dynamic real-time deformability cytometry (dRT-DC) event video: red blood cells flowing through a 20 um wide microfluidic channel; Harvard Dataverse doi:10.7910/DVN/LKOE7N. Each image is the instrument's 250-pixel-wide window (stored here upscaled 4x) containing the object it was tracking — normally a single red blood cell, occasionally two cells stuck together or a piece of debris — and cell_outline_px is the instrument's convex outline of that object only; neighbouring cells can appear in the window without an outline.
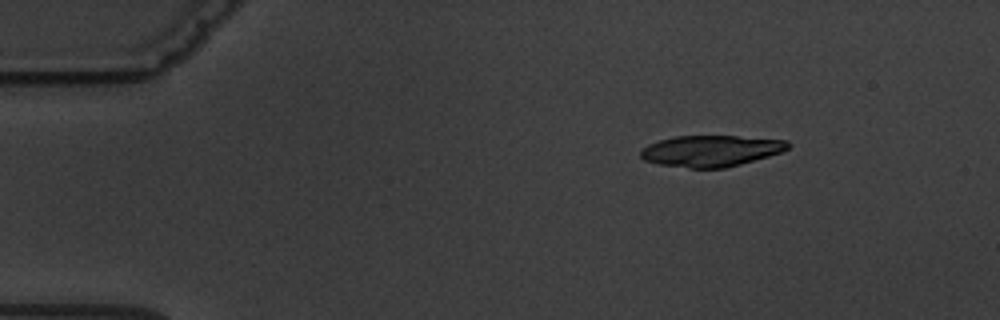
{"species": "common noctule bat (a hibernating species)", "species_latin": "Nyctalus noctula", "temperature_condition": "warm", "stored_images_in_passage": 3, "camera_frame_rate_fps": 3000, "um_per_image_px": 0.085, "animal": {"sex": "male", "body_mass_g": 19.5, "forearm_length_mm": 54.6}, "frame": {"image": 1, "passage_image": 1, "time_ms": 0.0, "image_size_px": [1000, 320], "cell_outline_px": [[792, 144], [784, 152], [740, 164], [724, 168], [688, 168], [656, 164], [644, 160], [640, 156], [640, 152], [648, 144], [660, 140], [676, 136], [736, 136], [788, 140]], "centroid_in_image_um": [60.45, 12.83], "position_along_channel_um": 24.5, "area_um2": 26.93}}